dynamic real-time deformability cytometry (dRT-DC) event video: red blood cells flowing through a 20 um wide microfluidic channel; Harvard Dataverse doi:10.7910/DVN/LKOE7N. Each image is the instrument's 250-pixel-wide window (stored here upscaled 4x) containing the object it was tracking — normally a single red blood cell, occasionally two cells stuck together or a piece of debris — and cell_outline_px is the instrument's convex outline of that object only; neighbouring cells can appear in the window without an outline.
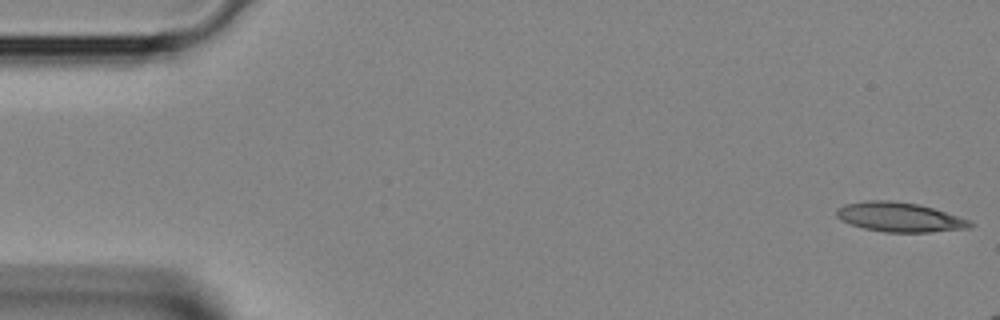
{"species": "Egyptian fruit bat (a non-hibernating species)", "species_latin": "Rousettus aegyptiacus", "temperature_condition": "room temperature", "stored_images_in_passage": 9, "camera_frame_rate_fps": 3000, "um_per_image_px": 0.085, "animal": {"sex": "female"}, "frame": {"image": 1, "passage_image": 1, "time_ms": 0.0, "image_size_px": [1000, 320], "cell_outline_px": [[976, 224], [972, 228], [932, 232], [884, 232], [864, 228], [840, 220], [836, 216], [836, 208], [844, 204], [868, 200], [892, 200], [920, 204], [972, 220]], "centroid_in_image_um": [76.51, 18.45], "position_along_channel_um": 8.5, "area_um2": 23.29}}